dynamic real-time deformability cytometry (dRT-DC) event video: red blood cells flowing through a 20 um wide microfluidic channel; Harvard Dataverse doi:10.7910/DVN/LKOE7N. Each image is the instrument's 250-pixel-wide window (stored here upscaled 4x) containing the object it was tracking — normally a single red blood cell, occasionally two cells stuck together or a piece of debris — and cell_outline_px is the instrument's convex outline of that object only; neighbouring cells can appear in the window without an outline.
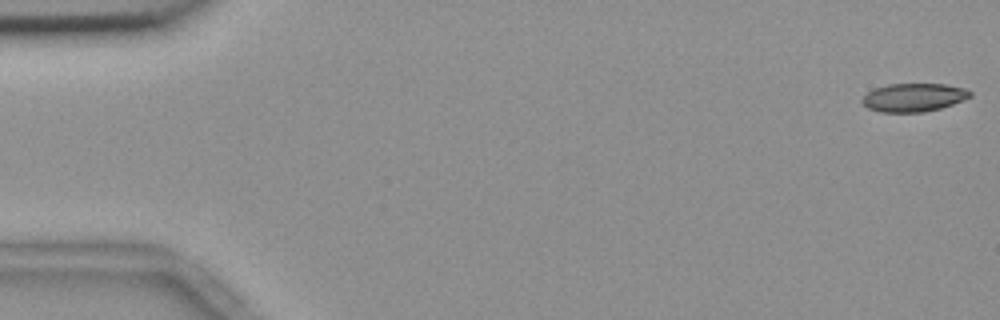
{"species": "common noctule bat (a hibernating species)", "species_latin": "Nyctalus noctula", "temperature_condition": "room temperature", "stored_images_in_passage": 4, "camera_frame_rate_fps": 3000, "um_per_image_px": 0.085, "animal": {"sex": "female", "body_mass_g": 18.4}, "frame": {"image": 1, "passage_image": 1, "time_ms": 0.0, "image_size_px": [1000, 320], "cell_outline_px": [[972, 96], [952, 104], [940, 108], [924, 112], [880, 112], [868, 108], [860, 100], [868, 92], [876, 88], [888, 84], [944, 84], [964, 88], [972, 92]], "centroid_in_image_um": [77.66, 8.28], "position_along_channel_um": 7.3, "area_um2": 17.69}}